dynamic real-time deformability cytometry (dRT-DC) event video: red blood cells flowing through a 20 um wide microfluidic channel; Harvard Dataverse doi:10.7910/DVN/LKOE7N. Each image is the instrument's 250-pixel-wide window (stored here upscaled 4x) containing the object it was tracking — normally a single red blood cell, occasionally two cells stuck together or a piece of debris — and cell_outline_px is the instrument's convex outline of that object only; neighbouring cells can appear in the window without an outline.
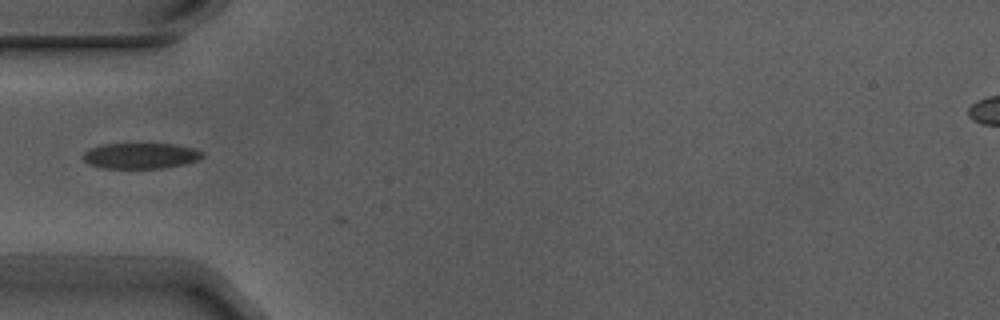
{"species": "Egyptian fruit bat (a non-hibernating species)", "species_latin": "Rousettus aegyptiacus", "temperature_condition": "warm", "stored_images_in_passage": 4, "camera_frame_rate_fps": 3000, "um_per_image_px": 0.085, "animal": {"sex": "male"}, "frame": {"image": 1, "passage_image": 4, "time_ms": 1.0, "image_size_px": [1000, 320], "cell_outline_px": [[204, 156], [196, 160], [184, 164], [160, 168], [104, 168], [88, 164], [84, 160], [84, 152], [92, 148], [104, 144], [176, 144], [196, 148], [204, 152]], "centroid_in_image_um": [12.0, 13.23], "position_along_channel_um": 73.0, "area_um2": 17.8}}